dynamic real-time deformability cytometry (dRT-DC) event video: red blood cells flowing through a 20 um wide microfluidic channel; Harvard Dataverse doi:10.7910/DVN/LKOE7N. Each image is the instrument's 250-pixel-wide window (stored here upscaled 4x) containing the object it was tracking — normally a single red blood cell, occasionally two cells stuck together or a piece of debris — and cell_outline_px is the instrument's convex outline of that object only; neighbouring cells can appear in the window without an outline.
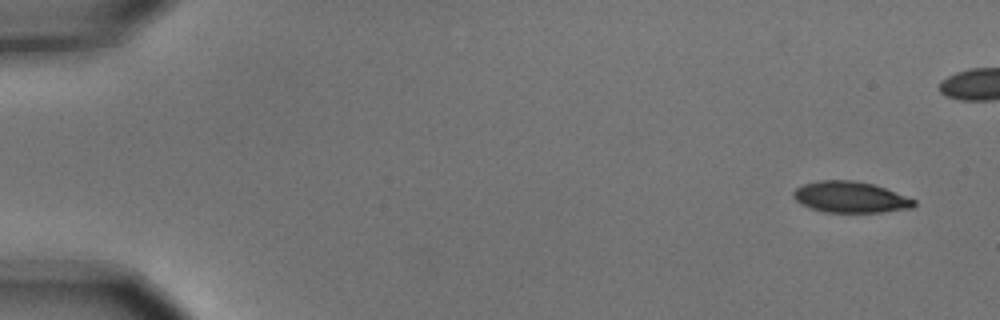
{"species": "common noctule bat (a hibernating species)", "species_latin": "Nyctalus noctula", "temperature_condition": "cold", "stored_images_in_passage": 6, "camera_frame_rate_fps": 3000, "um_per_image_px": 0.085, "animal": {"sex": "male", "body_mass_g": 15.6}, "frame": {"image": 1, "passage_image": 1, "time_ms": 0.0, "image_size_px": [1000, 320], "cell_outline_px": [[916, 204], [912, 208], [884, 212], [824, 212], [808, 208], [800, 204], [792, 196], [792, 192], [796, 188], [804, 184], [820, 180], [856, 180], [872, 184], [884, 188], [916, 200]], "centroid_in_image_um": [72.25, 16.76], "position_along_channel_um": 12.8, "area_um2": 21.96}}
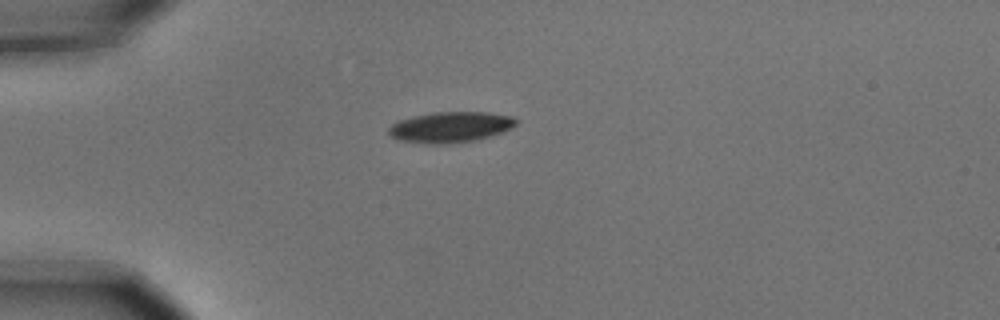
{"frame": {"image": 2, "passage_image": 6, "time_ms": 1.667, "image_size_px": [1000, 320], "cell_outline_px": [[516, 124], [512, 128], [504, 132], [476, 140], [448, 144], [428, 144], [400, 140], [392, 136], [388, 132], [388, 128], [396, 120], [432, 112], [488, 112], [512, 116], [516, 120]], "centroid_in_image_um": [38.29, 10.8], "position_along_channel_um": 46.7, "area_um2": 22.95}}